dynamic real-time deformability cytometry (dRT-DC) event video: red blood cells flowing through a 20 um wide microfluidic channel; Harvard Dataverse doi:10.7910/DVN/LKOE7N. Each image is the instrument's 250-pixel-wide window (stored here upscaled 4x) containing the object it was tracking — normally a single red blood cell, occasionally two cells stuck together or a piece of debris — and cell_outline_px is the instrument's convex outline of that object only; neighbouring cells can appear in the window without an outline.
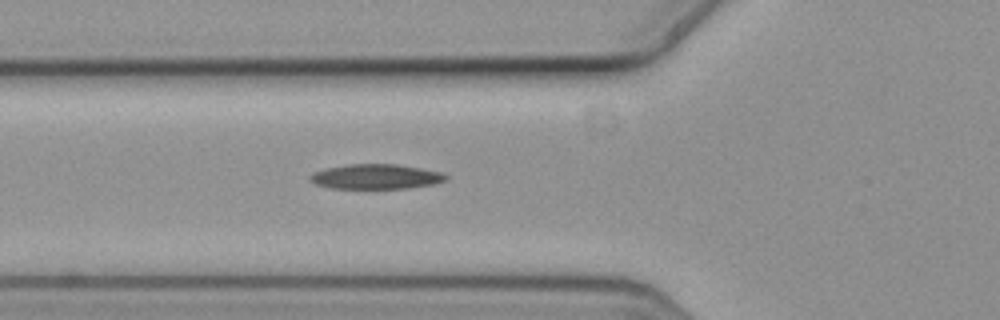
{"species": "common noctule bat (a hibernating species)", "species_latin": "Nyctalus noctula", "temperature_condition": "cold", "stored_images_in_passage": 3, "camera_frame_rate_fps": 3000, "um_per_image_px": 0.085, "animal": {"sex": "female", "body_mass_g": 19.3, "forearm_length_mm": 54.1}, "frame": {"image": 1, "passage_image": 3, "time_ms": 0.667, "image_size_px": [1000, 320], "cell_outline_px": [[448, 180], [436, 184], [408, 188], [328, 188], [316, 184], [308, 180], [308, 176], [312, 172], [324, 168], [348, 164], [396, 164], [444, 172], [448, 176]], "centroid_in_image_um": [31.95, 15.01], "position_along_channel_um": 93.8, "area_um2": 20.0}}